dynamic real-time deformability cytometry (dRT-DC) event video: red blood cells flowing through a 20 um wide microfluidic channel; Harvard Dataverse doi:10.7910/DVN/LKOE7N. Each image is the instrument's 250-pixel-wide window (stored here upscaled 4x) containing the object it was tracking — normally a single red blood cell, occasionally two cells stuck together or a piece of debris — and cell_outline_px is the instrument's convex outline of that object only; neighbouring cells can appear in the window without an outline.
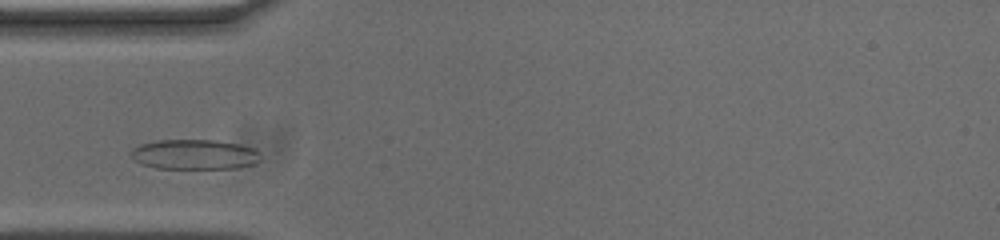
{"species": "common noctule bat (a hibernating species)", "species_latin": "Nyctalus noctula", "temperature_condition": "cold", "stored_images_in_passage": 33, "camera_frame_rate_fps": 3000, "um_per_image_px": 0.085, "animal": {"sex": "male", "body_mass_g": 20.0, "forearm_length_mm": 53.3}, "frame": {"image": 1, "passage_image": 6, "time_ms": 1.667, "image_size_px": [1000, 240], "cell_outline_px": [[260, 160], [252, 164], [236, 168], [156, 168], [144, 164], [136, 160], [132, 156], [132, 148], [140, 144], [156, 140], [216, 140], [236, 144], [252, 148], [260, 152]], "centroid_in_image_um": [16.54, 13.12], "position_along_channel_um": 68.5, "area_um2": 22.37}}
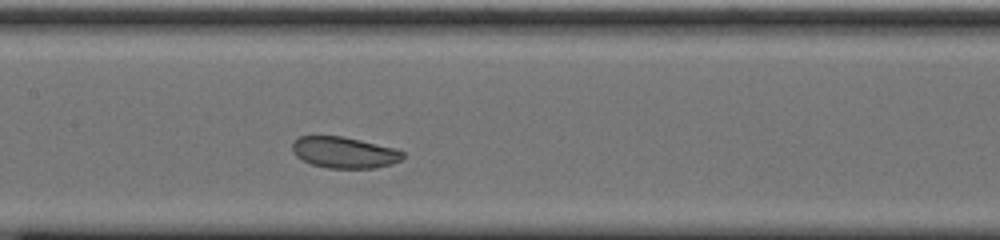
{"frame": {"image": 2, "passage_image": 15, "time_ms": 4.667, "image_size_px": [1000, 240], "cell_outline_px": [[404, 156], [400, 160], [392, 164], [376, 168], [328, 168], [312, 164], [296, 156], [292, 152], [292, 144], [300, 136], [344, 136], [396, 148], [404, 152]], "centroid_in_image_um": [29.29, 12.96], "position_along_channel_um": 178.1, "area_um2": 20.17}}
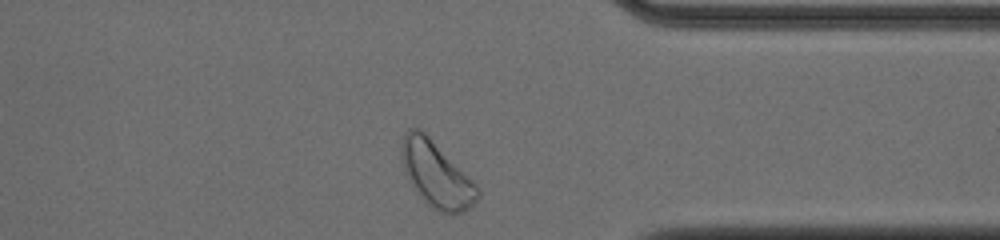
{"frame": {"image": 3, "passage_image": 32, "time_ms": 10.333, "image_size_px": [1000, 240], "cell_outline_px": [[480, 196], [464, 212], [440, 212], [432, 208], [416, 192], [408, 180], [404, 172], [400, 152], [404, 132], [408, 128], [420, 128], [480, 188]], "centroid_in_image_um": [37.06, 14.81], "position_along_channel_um": 374.3, "area_um2": 28.67}, "authors_computed_cell_mechanics": {"area_um2": 21.2126, "velocity_mm_per_s": 3.6389, "shape_relaxation_time_tau1_ms": 2.2886, "shape_relaxation_time_tau2_ms": 6.3496, "deformation_change_tau1": 0.0743, "deformation_change_tau2": 0.0947}}